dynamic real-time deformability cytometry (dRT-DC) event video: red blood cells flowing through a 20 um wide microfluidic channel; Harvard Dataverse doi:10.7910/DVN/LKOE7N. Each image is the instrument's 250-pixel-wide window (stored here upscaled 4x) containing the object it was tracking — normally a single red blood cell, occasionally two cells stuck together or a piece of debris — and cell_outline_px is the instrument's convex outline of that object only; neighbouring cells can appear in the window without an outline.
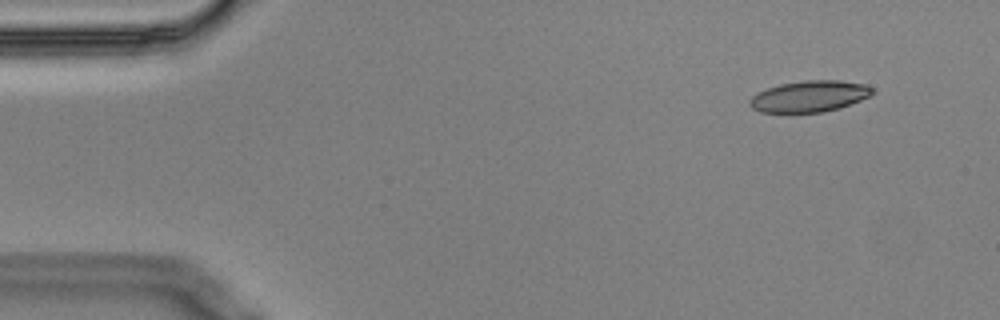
{"species": "Egyptian fruit bat (a non-hibernating species)", "species_latin": "Rousettus aegyptiacus", "temperature_condition": "cold", "stored_images_in_passage": 4, "camera_frame_rate_fps": 3000, "um_per_image_px": 0.085, "animal": {"sex": "male"}, "frame": {"image": 1, "passage_image": 1, "time_ms": 0.0, "image_size_px": [1000, 320], "cell_outline_px": [[876, 92], [860, 100], [840, 108], [824, 112], [760, 112], [752, 108], [748, 104], [748, 100], [752, 96], [768, 88], [780, 84], [804, 80], [840, 80], [864, 84], [872, 88]], "centroid_in_image_um": [68.8, 8.18], "position_along_channel_um": 16.2, "area_um2": 22.31}}
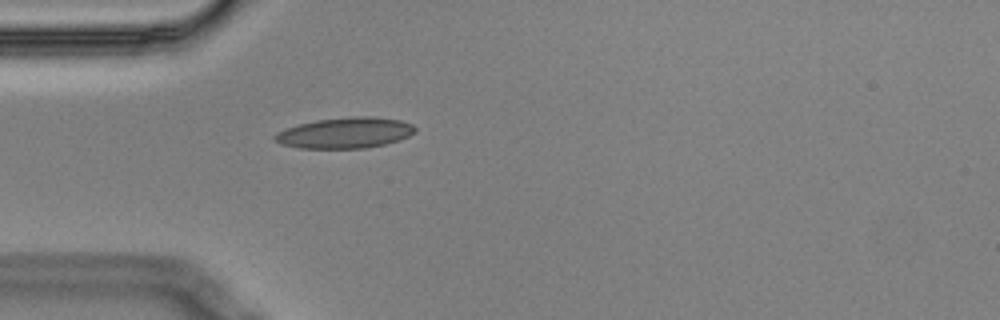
{"frame": {"image": 2, "passage_image": 4, "time_ms": 1.0, "image_size_px": [1000, 320], "cell_outline_px": [[416, 132], [400, 140], [384, 144], [364, 148], [300, 148], [280, 144], [272, 136], [276, 132], [300, 124], [316, 120], [356, 116], [372, 116], [400, 120], [412, 124], [416, 128]], "centroid_in_image_um": [29.35, 11.29], "position_along_channel_um": 55.6, "area_um2": 25.09}}